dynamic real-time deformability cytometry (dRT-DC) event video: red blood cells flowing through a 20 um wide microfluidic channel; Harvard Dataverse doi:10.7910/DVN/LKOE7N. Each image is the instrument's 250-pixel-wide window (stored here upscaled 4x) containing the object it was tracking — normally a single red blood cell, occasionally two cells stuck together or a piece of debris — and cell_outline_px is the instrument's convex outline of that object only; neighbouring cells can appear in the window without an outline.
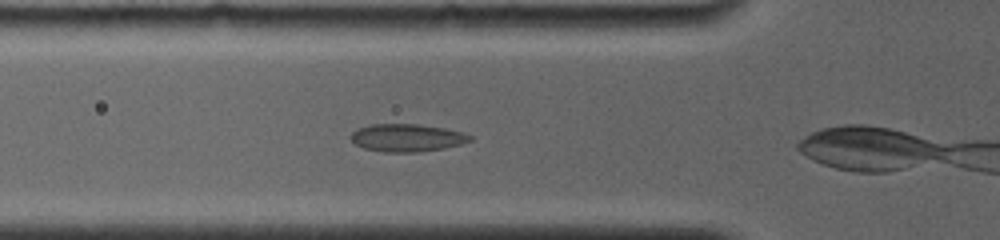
{"species": "common noctule bat (a hibernating species)", "species_latin": "Nyctalus noctula", "temperature_condition": "room temperature", "stored_images_in_passage": 9, "camera_frame_rate_fps": 4000, "um_per_image_px": 0.085, "animal": {"sex": "female", "body_mass_g": 19.0, "forearm_length_mm": 56.7}, "frame": {"image": 1, "passage_image": 4, "time_ms": 1.5, "image_size_px": [1000, 240], "cell_outline_px": [[472, 140], [460, 144], [444, 148], [416, 152], [384, 152], [364, 148], [356, 144], [348, 136], [356, 128], [368, 124], [416, 124], [444, 128], [464, 132], [472, 136]], "centroid_in_image_um": [34.56, 11.7], "position_along_channel_um": 91.2, "area_um2": 19.31}}
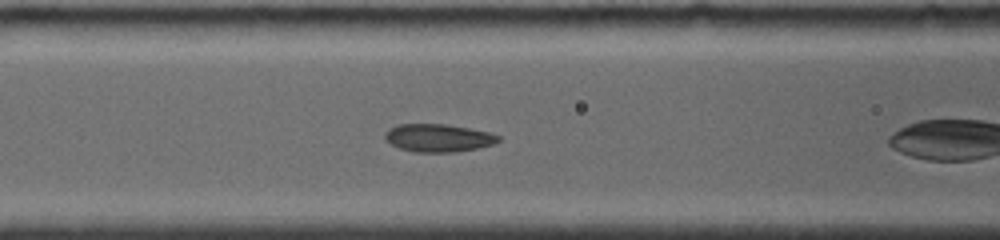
{"frame": {"image": 2, "passage_image": 7, "time_ms": 2.5, "image_size_px": [1000, 240], "cell_outline_px": [[500, 140], [492, 144], [476, 148], [456, 152], [412, 152], [400, 148], [384, 140], [384, 132], [388, 128], [396, 124], [444, 124], [468, 128], [488, 132], [500, 136]], "centroid_in_image_um": [37.19, 11.72], "position_along_channel_um": 129.4, "area_um2": 18.44}}